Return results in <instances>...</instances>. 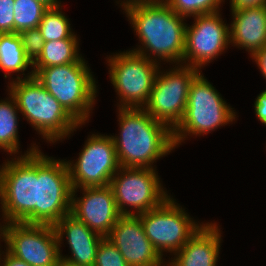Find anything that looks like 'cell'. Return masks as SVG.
Instances as JSON below:
<instances>
[{
    "label": "cell",
    "mask_w": 266,
    "mask_h": 266,
    "mask_svg": "<svg viewBox=\"0 0 266 266\" xmlns=\"http://www.w3.org/2000/svg\"><path fill=\"white\" fill-rule=\"evenodd\" d=\"M120 5L142 45L130 51L159 64L161 60L182 64L186 18L177 15L164 0H124Z\"/></svg>",
    "instance_id": "1"
},
{
    "label": "cell",
    "mask_w": 266,
    "mask_h": 266,
    "mask_svg": "<svg viewBox=\"0 0 266 266\" xmlns=\"http://www.w3.org/2000/svg\"><path fill=\"white\" fill-rule=\"evenodd\" d=\"M120 133L112 136L121 167L153 168L175 149L173 131L143 108H118Z\"/></svg>",
    "instance_id": "2"
},
{
    "label": "cell",
    "mask_w": 266,
    "mask_h": 266,
    "mask_svg": "<svg viewBox=\"0 0 266 266\" xmlns=\"http://www.w3.org/2000/svg\"><path fill=\"white\" fill-rule=\"evenodd\" d=\"M9 85L8 92L14 97L20 113L46 141H60L84 125L79 124L43 87L33 71L24 79L17 76Z\"/></svg>",
    "instance_id": "3"
},
{
    "label": "cell",
    "mask_w": 266,
    "mask_h": 266,
    "mask_svg": "<svg viewBox=\"0 0 266 266\" xmlns=\"http://www.w3.org/2000/svg\"><path fill=\"white\" fill-rule=\"evenodd\" d=\"M33 146L22 156L0 166V204L4 223L36 224L37 151Z\"/></svg>",
    "instance_id": "4"
},
{
    "label": "cell",
    "mask_w": 266,
    "mask_h": 266,
    "mask_svg": "<svg viewBox=\"0 0 266 266\" xmlns=\"http://www.w3.org/2000/svg\"><path fill=\"white\" fill-rule=\"evenodd\" d=\"M88 66L81 57L77 62L41 68L34 75L79 124L89 119L98 90Z\"/></svg>",
    "instance_id": "5"
},
{
    "label": "cell",
    "mask_w": 266,
    "mask_h": 266,
    "mask_svg": "<svg viewBox=\"0 0 266 266\" xmlns=\"http://www.w3.org/2000/svg\"><path fill=\"white\" fill-rule=\"evenodd\" d=\"M233 109L200 72L190 84L185 115L173 130L175 147L187 135H204L232 123L236 118Z\"/></svg>",
    "instance_id": "6"
},
{
    "label": "cell",
    "mask_w": 266,
    "mask_h": 266,
    "mask_svg": "<svg viewBox=\"0 0 266 266\" xmlns=\"http://www.w3.org/2000/svg\"><path fill=\"white\" fill-rule=\"evenodd\" d=\"M72 186L65 160L37 151L36 224L54 226L71 212Z\"/></svg>",
    "instance_id": "7"
},
{
    "label": "cell",
    "mask_w": 266,
    "mask_h": 266,
    "mask_svg": "<svg viewBox=\"0 0 266 266\" xmlns=\"http://www.w3.org/2000/svg\"><path fill=\"white\" fill-rule=\"evenodd\" d=\"M109 77L119 97L118 108H143L153 88L160 64L132 51L107 58Z\"/></svg>",
    "instance_id": "8"
},
{
    "label": "cell",
    "mask_w": 266,
    "mask_h": 266,
    "mask_svg": "<svg viewBox=\"0 0 266 266\" xmlns=\"http://www.w3.org/2000/svg\"><path fill=\"white\" fill-rule=\"evenodd\" d=\"M200 72L197 68L181 64H175L166 72L158 70L143 109L173 131L185 115L190 84Z\"/></svg>",
    "instance_id": "9"
},
{
    "label": "cell",
    "mask_w": 266,
    "mask_h": 266,
    "mask_svg": "<svg viewBox=\"0 0 266 266\" xmlns=\"http://www.w3.org/2000/svg\"><path fill=\"white\" fill-rule=\"evenodd\" d=\"M169 196L160 206L137 215L153 247L163 257V252L177 253L204 223L190 218L177 202Z\"/></svg>",
    "instance_id": "10"
},
{
    "label": "cell",
    "mask_w": 266,
    "mask_h": 266,
    "mask_svg": "<svg viewBox=\"0 0 266 266\" xmlns=\"http://www.w3.org/2000/svg\"><path fill=\"white\" fill-rule=\"evenodd\" d=\"M109 185L121 215L145 213L160 206L170 196L161 185L156 167H120Z\"/></svg>",
    "instance_id": "11"
},
{
    "label": "cell",
    "mask_w": 266,
    "mask_h": 266,
    "mask_svg": "<svg viewBox=\"0 0 266 266\" xmlns=\"http://www.w3.org/2000/svg\"><path fill=\"white\" fill-rule=\"evenodd\" d=\"M1 238L6 250L30 266H59L61 251L54 226L5 223Z\"/></svg>",
    "instance_id": "12"
},
{
    "label": "cell",
    "mask_w": 266,
    "mask_h": 266,
    "mask_svg": "<svg viewBox=\"0 0 266 266\" xmlns=\"http://www.w3.org/2000/svg\"><path fill=\"white\" fill-rule=\"evenodd\" d=\"M74 163L66 161L72 190L107 186L121 167L112 135L92 134Z\"/></svg>",
    "instance_id": "13"
},
{
    "label": "cell",
    "mask_w": 266,
    "mask_h": 266,
    "mask_svg": "<svg viewBox=\"0 0 266 266\" xmlns=\"http://www.w3.org/2000/svg\"><path fill=\"white\" fill-rule=\"evenodd\" d=\"M219 13L195 16V23L186 25L183 65L201 70L228 48L230 26L224 23Z\"/></svg>",
    "instance_id": "14"
},
{
    "label": "cell",
    "mask_w": 266,
    "mask_h": 266,
    "mask_svg": "<svg viewBox=\"0 0 266 266\" xmlns=\"http://www.w3.org/2000/svg\"><path fill=\"white\" fill-rule=\"evenodd\" d=\"M80 189L83 191V196L79 198L75 195L77 190H72L70 213L91 230L107 237L117 220L122 216L117 208L111 186Z\"/></svg>",
    "instance_id": "15"
},
{
    "label": "cell",
    "mask_w": 266,
    "mask_h": 266,
    "mask_svg": "<svg viewBox=\"0 0 266 266\" xmlns=\"http://www.w3.org/2000/svg\"><path fill=\"white\" fill-rule=\"evenodd\" d=\"M106 238L117 247L129 266H165L138 216L122 215Z\"/></svg>",
    "instance_id": "16"
},
{
    "label": "cell",
    "mask_w": 266,
    "mask_h": 266,
    "mask_svg": "<svg viewBox=\"0 0 266 266\" xmlns=\"http://www.w3.org/2000/svg\"><path fill=\"white\" fill-rule=\"evenodd\" d=\"M54 228L59 244H62L66 236L71 251L69 257L60 254L62 263L69 266H94L98 246L103 236L91 230L71 213L61 218Z\"/></svg>",
    "instance_id": "17"
},
{
    "label": "cell",
    "mask_w": 266,
    "mask_h": 266,
    "mask_svg": "<svg viewBox=\"0 0 266 266\" xmlns=\"http://www.w3.org/2000/svg\"><path fill=\"white\" fill-rule=\"evenodd\" d=\"M220 243V228L215 222H206L166 266H217Z\"/></svg>",
    "instance_id": "18"
},
{
    "label": "cell",
    "mask_w": 266,
    "mask_h": 266,
    "mask_svg": "<svg viewBox=\"0 0 266 266\" xmlns=\"http://www.w3.org/2000/svg\"><path fill=\"white\" fill-rule=\"evenodd\" d=\"M230 44L250 56L266 46V6L231 11Z\"/></svg>",
    "instance_id": "19"
},
{
    "label": "cell",
    "mask_w": 266,
    "mask_h": 266,
    "mask_svg": "<svg viewBox=\"0 0 266 266\" xmlns=\"http://www.w3.org/2000/svg\"><path fill=\"white\" fill-rule=\"evenodd\" d=\"M78 39H61L44 42L41 54L33 62V74L41 68L77 62L82 56Z\"/></svg>",
    "instance_id": "20"
},
{
    "label": "cell",
    "mask_w": 266,
    "mask_h": 266,
    "mask_svg": "<svg viewBox=\"0 0 266 266\" xmlns=\"http://www.w3.org/2000/svg\"><path fill=\"white\" fill-rule=\"evenodd\" d=\"M33 63L25 55L18 33L0 34V69L5 71L4 77L17 72L24 74Z\"/></svg>",
    "instance_id": "21"
},
{
    "label": "cell",
    "mask_w": 266,
    "mask_h": 266,
    "mask_svg": "<svg viewBox=\"0 0 266 266\" xmlns=\"http://www.w3.org/2000/svg\"><path fill=\"white\" fill-rule=\"evenodd\" d=\"M0 100V149L10 153L12 156L19 153L18 136V113L20 112L14 97ZM18 118V119H17Z\"/></svg>",
    "instance_id": "22"
},
{
    "label": "cell",
    "mask_w": 266,
    "mask_h": 266,
    "mask_svg": "<svg viewBox=\"0 0 266 266\" xmlns=\"http://www.w3.org/2000/svg\"><path fill=\"white\" fill-rule=\"evenodd\" d=\"M61 9L62 5L48 8L43 14L38 28L45 42L61 39H78L71 30L69 19L62 13Z\"/></svg>",
    "instance_id": "23"
},
{
    "label": "cell",
    "mask_w": 266,
    "mask_h": 266,
    "mask_svg": "<svg viewBox=\"0 0 266 266\" xmlns=\"http://www.w3.org/2000/svg\"><path fill=\"white\" fill-rule=\"evenodd\" d=\"M47 9L48 7L38 0H15L14 32L37 28Z\"/></svg>",
    "instance_id": "24"
},
{
    "label": "cell",
    "mask_w": 266,
    "mask_h": 266,
    "mask_svg": "<svg viewBox=\"0 0 266 266\" xmlns=\"http://www.w3.org/2000/svg\"><path fill=\"white\" fill-rule=\"evenodd\" d=\"M179 16L184 18L215 13L224 0H164Z\"/></svg>",
    "instance_id": "25"
},
{
    "label": "cell",
    "mask_w": 266,
    "mask_h": 266,
    "mask_svg": "<svg viewBox=\"0 0 266 266\" xmlns=\"http://www.w3.org/2000/svg\"><path fill=\"white\" fill-rule=\"evenodd\" d=\"M94 266H129L123 256L106 237L99 243Z\"/></svg>",
    "instance_id": "26"
},
{
    "label": "cell",
    "mask_w": 266,
    "mask_h": 266,
    "mask_svg": "<svg viewBox=\"0 0 266 266\" xmlns=\"http://www.w3.org/2000/svg\"><path fill=\"white\" fill-rule=\"evenodd\" d=\"M25 55L33 63L41 54L44 46V38L41 35L40 29L32 28L18 33Z\"/></svg>",
    "instance_id": "27"
},
{
    "label": "cell",
    "mask_w": 266,
    "mask_h": 266,
    "mask_svg": "<svg viewBox=\"0 0 266 266\" xmlns=\"http://www.w3.org/2000/svg\"><path fill=\"white\" fill-rule=\"evenodd\" d=\"M15 0H0V34L14 32Z\"/></svg>",
    "instance_id": "28"
},
{
    "label": "cell",
    "mask_w": 266,
    "mask_h": 266,
    "mask_svg": "<svg viewBox=\"0 0 266 266\" xmlns=\"http://www.w3.org/2000/svg\"><path fill=\"white\" fill-rule=\"evenodd\" d=\"M254 110L258 121L266 126V90L257 96L254 103Z\"/></svg>",
    "instance_id": "29"
},
{
    "label": "cell",
    "mask_w": 266,
    "mask_h": 266,
    "mask_svg": "<svg viewBox=\"0 0 266 266\" xmlns=\"http://www.w3.org/2000/svg\"><path fill=\"white\" fill-rule=\"evenodd\" d=\"M266 6V0H230L231 11Z\"/></svg>",
    "instance_id": "30"
},
{
    "label": "cell",
    "mask_w": 266,
    "mask_h": 266,
    "mask_svg": "<svg viewBox=\"0 0 266 266\" xmlns=\"http://www.w3.org/2000/svg\"><path fill=\"white\" fill-rule=\"evenodd\" d=\"M2 254H4V255H2ZM1 256L2 257L4 256V257L1 258ZM0 266H30V265H28L26 262H24L22 260L15 258L7 250H5V252L2 251V253H1V249H0Z\"/></svg>",
    "instance_id": "31"
},
{
    "label": "cell",
    "mask_w": 266,
    "mask_h": 266,
    "mask_svg": "<svg viewBox=\"0 0 266 266\" xmlns=\"http://www.w3.org/2000/svg\"><path fill=\"white\" fill-rule=\"evenodd\" d=\"M252 60H254L259 67L262 75L266 79V46L262 49L256 51L251 55Z\"/></svg>",
    "instance_id": "32"
},
{
    "label": "cell",
    "mask_w": 266,
    "mask_h": 266,
    "mask_svg": "<svg viewBox=\"0 0 266 266\" xmlns=\"http://www.w3.org/2000/svg\"><path fill=\"white\" fill-rule=\"evenodd\" d=\"M38 1L42 2L48 8H55V7L61 6L60 0H38Z\"/></svg>",
    "instance_id": "33"
},
{
    "label": "cell",
    "mask_w": 266,
    "mask_h": 266,
    "mask_svg": "<svg viewBox=\"0 0 266 266\" xmlns=\"http://www.w3.org/2000/svg\"><path fill=\"white\" fill-rule=\"evenodd\" d=\"M59 266H69V265H66V264H64V263L61 262V263L59 264Z\"/></svg>",
    "instance_id": "34"
}]
</instances>
